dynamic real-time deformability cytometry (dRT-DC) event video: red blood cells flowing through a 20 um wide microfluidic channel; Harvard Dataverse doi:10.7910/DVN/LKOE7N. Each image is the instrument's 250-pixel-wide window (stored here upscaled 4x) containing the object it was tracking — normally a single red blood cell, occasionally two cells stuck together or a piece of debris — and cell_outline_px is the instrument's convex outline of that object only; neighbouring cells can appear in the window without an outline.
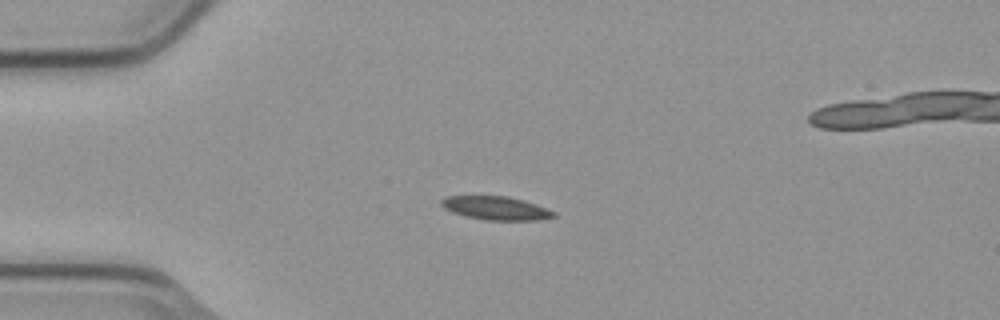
{"species": "common noctule bat (a hibernating species)", "species_latin": "Nyctalus noctula", "temperature_condition": "cold", "stored_images_in_passage": 6, "camera_frame_rate_fps": 3000, "um_per_image_px": 0.085, "animal": {"sex": "male", "body_mass_g": 23.1, "forearm_length_mm": 52.7}, "frame": {"image": 1, "passage_image": 4, "time_ms": 1.0, "image_size_px": [1000, 320], "cell_outline_px": [[556, 216], [536, 220], [484, 220], [464, 216], [452, 212], [444, 208], [440, 204], [440, 200], [448, 196], [508, 196], [524, 200], [536, 204], [556, 212]], "centroid_in_image_um": [42.14, 17.69], "position_along_channel_um": 42.9, "area_um2": 15.43}}
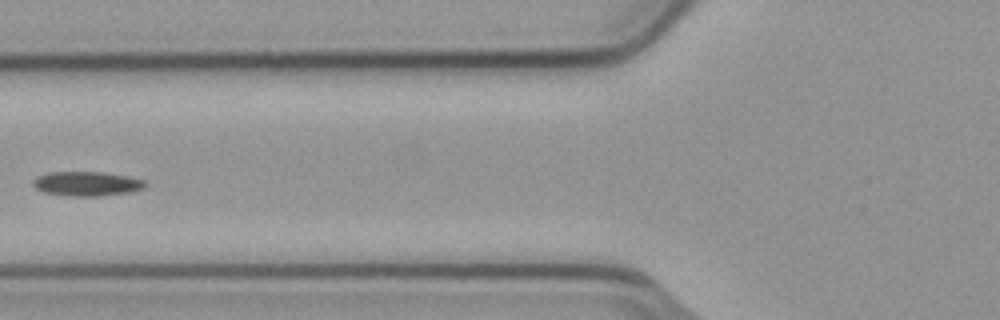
{"frame": {"image": 2, "passage_image": 6, "time_ms": 1.667, "image_size_px": [1000, 320], "cell_outline_px": [[148, 184], [144, 188], [132, 192], [100, 196], [68, 196], [44, 192], [36, 188], [32, 184], [32, 180], [36, 176], [48, 172], [100, 172], [128, 176], [144, 180]], "centroid_in_image_um": [7.38, 15.62], "position_along_channel_um": 118.4, "area_um2": 16.13}}